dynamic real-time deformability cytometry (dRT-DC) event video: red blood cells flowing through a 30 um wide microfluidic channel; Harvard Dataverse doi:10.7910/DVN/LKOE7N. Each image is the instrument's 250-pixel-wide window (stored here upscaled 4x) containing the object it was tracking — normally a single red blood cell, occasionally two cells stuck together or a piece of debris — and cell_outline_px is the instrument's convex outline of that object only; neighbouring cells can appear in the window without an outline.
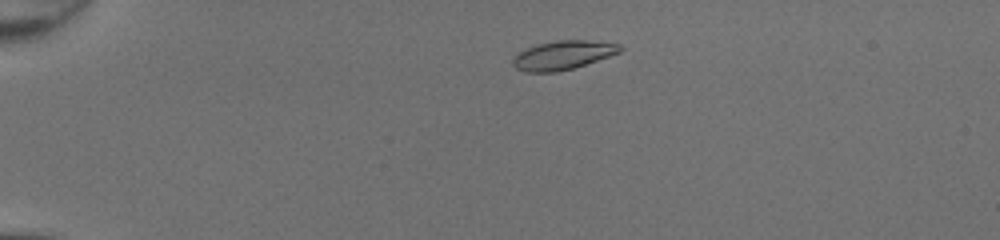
{"species": "common noctule bat (a hibernating species)", "species_latin": "Nyctalus noctula", "temperature_condition": "room temperature", "stored_images_in_passage": 43, "camera_frame_rate_fps": 3000, "um_per_image_px": 0.085, "animal": {"sex": "female", "body_mass_g": 20.0, "forearm_length_mm": 54.0}, "frame": {"image": 1, "passage_image": 5, "time_ms": 1.333, "image_size_px": [1000, 240], "cell_outline_px": [[624, 48], [620, 52], [572, 68], [556, 72], [524, 72], [516, 68], [512, 64], [512, 60], [520, 52], [528, 48], [540, 44], [556, 40], [588, 40], [620, 44]], "centroid_in_image_um": [47.85, 4.68], "position_along_channel_um": 37.1, "area_um2": 17.69}}
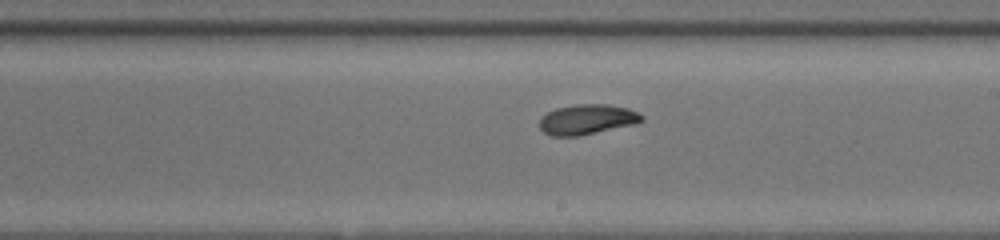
{"frame": {"image": 2, "passage_image": 24, "time_ms": 7.667, "image_size_px": [1000, 240], "cell_outline_px": [[644, 120], [636, 124], [580, 136], [552, 136], [544, 132], [540, 128], [540, 116], [556, 108], [576, 104], [608, 104], [628, 108], [644, 116]], "centroid_in_image_um": [49.91, 10.15], "position_along_channel_um": 239.1, "area_um2": 18.09}}
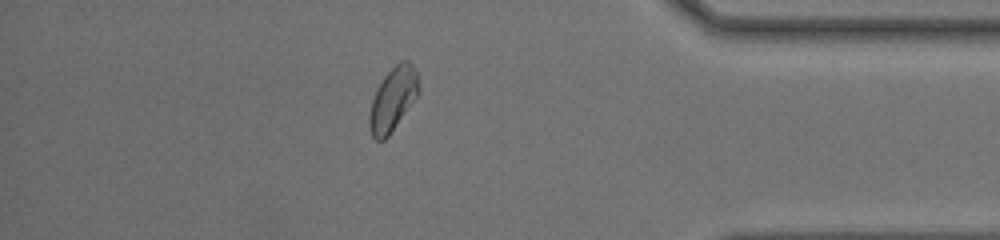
{"frame": {"image": 3, "passage_image": 37, "time_ms": 12.0, "image_size_px": [1000, 240], "cell_outline_px": [[420, 92], [388, 136], [384, 140], [376, 140], [372, 136], [368, 124], [368, 116], [372, 100], [376, 88], [384, 76], [400, 60], [408, 60], [416, 68], [420, 88]], "centroid_in_image_um": [33.4, 8.4], "position_along_channel_um": 401.8, "area_um2": 18.32}, "authors_computed_cell_mechanics": {"area_um2": 17.9758, "velocity_mm_per_s": 4.304, "shape_relaxation_time_tau1_ms": 2.6389, "shape_relaxation_time_tau2_ms": 3.9548, "deformation_change_tau1": 0.124, "deformation_change_tau2": 0.0837}}